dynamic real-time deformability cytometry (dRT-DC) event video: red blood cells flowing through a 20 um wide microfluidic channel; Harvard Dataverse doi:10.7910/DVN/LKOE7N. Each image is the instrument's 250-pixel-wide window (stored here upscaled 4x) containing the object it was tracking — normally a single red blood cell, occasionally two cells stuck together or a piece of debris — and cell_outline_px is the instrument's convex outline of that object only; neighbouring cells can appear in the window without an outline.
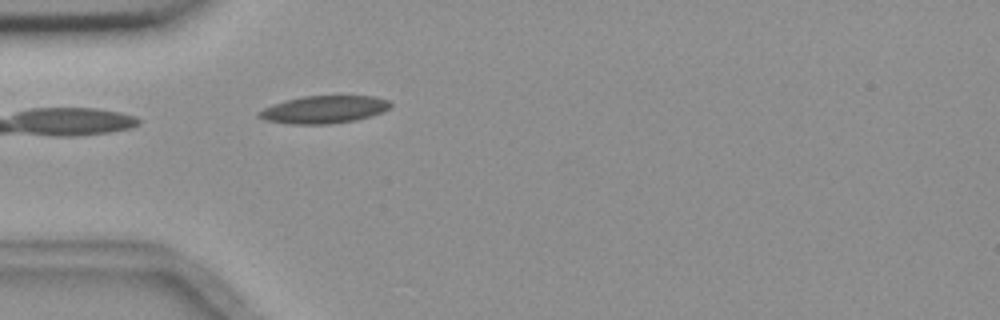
{"species": "common noctule bat (a hibernating species)", "species_latin": "Nyctalus noctula", "temperature_condition": "room temperature", "stored_images_in_passage": 5, "camera_frame_rate_fps": 3000, "um_per_image_px": 0.085, "animal": {"sex": "female", "body_mass_g": 18.4}, "frame": {"image": 1, "passage_image": 5, "time_ms": 4.333, "image_size_px": [1000, 320], "cell_outline_px": [[392, 108], [372, 116], [356, 120], [332, 124], [292, 124], [268, 120], [256, 116], [256, 112], [272, 104], [284, 100], [304, 96], [376, 96], [388, 100], [392, 104]], "centroid_in_image_um": [27.57, 9.31], "position_along_channel_um": 57.4, "area_um2": 21.33}}